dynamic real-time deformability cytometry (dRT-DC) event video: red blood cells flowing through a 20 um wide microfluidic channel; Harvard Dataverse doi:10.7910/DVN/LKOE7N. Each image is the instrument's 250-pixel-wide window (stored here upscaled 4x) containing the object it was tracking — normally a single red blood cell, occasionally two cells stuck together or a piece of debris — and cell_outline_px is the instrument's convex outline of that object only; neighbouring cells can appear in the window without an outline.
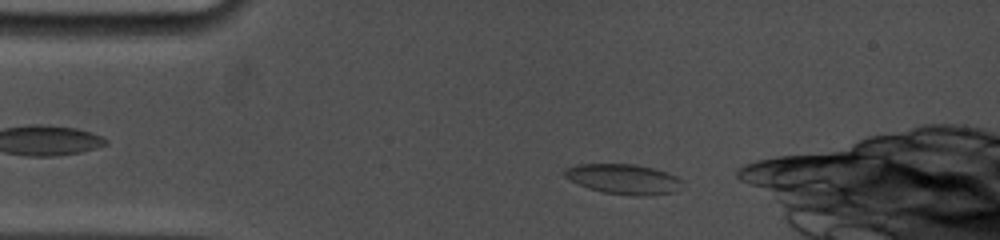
{"species": "common noctule bat (a hibernating species)", "species_latin": "Nyctalus noctula", "temperature_condition": "cold", "stored_images_in_passage": 60, "camera_frame_rate_fps": 5000, "um_per_image_px": 0.085, "animal": {"sex": "female", "body_mass_g": 19.0, "forearm_length_mm": 53.3}, "frame": {"image": 1, "passage_image": 5, "time_ms": 0.8, "image_size_px": [1000, 240], "cell_outline_px": [[684, 180], [676, 192], [648, 196], [636, 196], [604, 192], [588, 188], [564, 176], [564, 168], [576, 164], [636, 164], [652, 168], [676, 176]], "centroid_in_image_um": [53.02, 15.22], "position_along_channel_um": 32.0, "area_um2": 20.58}}
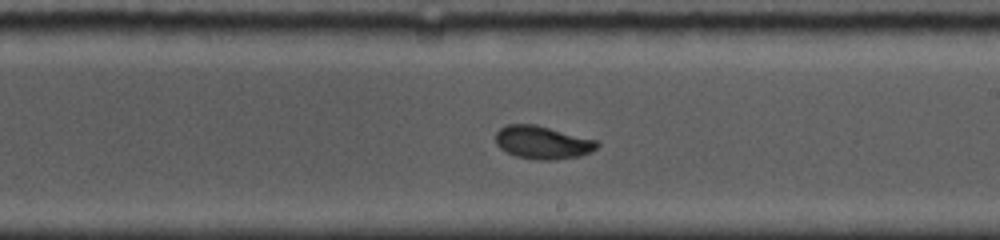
{"frame": {"image": 2, "passage_image": 37, "time_ms": 7.4, "image_size_px": [1000, 240], "cell_outline_px": [[600, 144], [596, 148], [580, 156], [556, 160], [536, 160], [516, 156], [500, 148], [496, 144], [496, 132], [504, 124], [536, 124], [600, 140]], "centroid_in_image_um": [46.14, 12.09], "position_along_channel_um": 242.9, "area_um2": 19.83}}
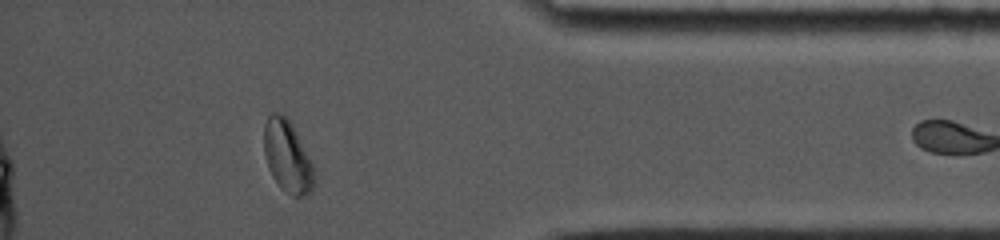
{"frame": {"image": 3, "passage_image": 59, "time_ms": 12.2, "image_size_px": [1000, 240], "cell_outline_px": [[316, 184], [304, 196], [292, 196], [280, 188], [272, 176], [268, 168], [264, 156], [264, 124], [268, 116], [272, 112], [280, 112], [292, 124], [316, 172]], "centroid_in_image_um": [24.42, 13.32], "position_along_channel_um": 410.8, "area_um2": 21.15}}